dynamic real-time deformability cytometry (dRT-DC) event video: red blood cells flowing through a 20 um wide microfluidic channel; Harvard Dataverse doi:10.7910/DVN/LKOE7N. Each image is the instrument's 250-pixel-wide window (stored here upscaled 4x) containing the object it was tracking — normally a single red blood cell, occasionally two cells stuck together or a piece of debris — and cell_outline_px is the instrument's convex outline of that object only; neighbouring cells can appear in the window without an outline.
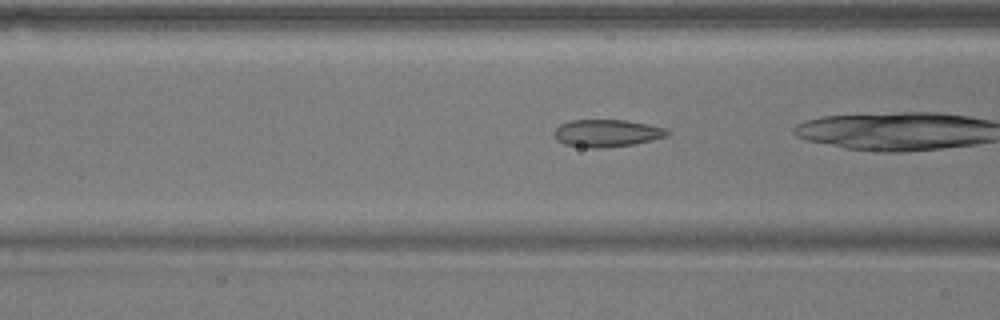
{"species": "common noctule bat (a hibernating species)", "species_latin": "Nyctalus noctula", "temperature_condition": "warm", "stored_images_in_passage": 38, "camera_frame_rate_fps": 3000, "um_per_image_px": 0.085, "animal": {"sex": "male", "body_mass_g": 17.9}, "frame": {"image": 1, "passage_image": 17, "time_ms": 5.333, "image_size_px": [1000, 320], "cell_outline_px": [[668, 136], [652, 140], [632, 144], [600, 148], [588, 148], [564, 144], [556, 140], [552, 132], [560, 124], [568, 120], [624, 120], [648, 124], [668, 128]], "centroid_in_image_um": [51.55, 11.31], "position_along_channel_um": 115.1, "area_um2": 18.15}}